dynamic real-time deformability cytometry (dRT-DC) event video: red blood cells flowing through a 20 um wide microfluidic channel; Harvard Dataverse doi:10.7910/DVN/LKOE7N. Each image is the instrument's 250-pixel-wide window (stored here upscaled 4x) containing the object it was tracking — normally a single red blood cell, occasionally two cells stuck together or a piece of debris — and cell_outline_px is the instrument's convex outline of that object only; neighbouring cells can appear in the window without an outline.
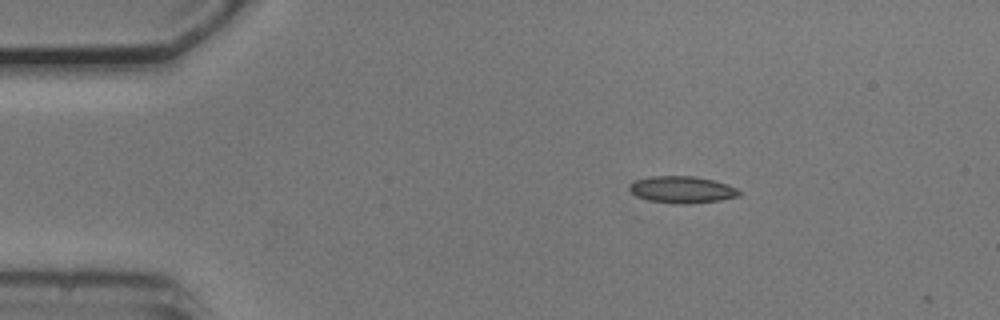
{"species": "common noctule bat (a hibernating species)", "species_latin": "Nyctalus noctula", "temperature_condition": "cold", "stored_images_in_passage": 6, "camera_frame_rate_fps": 3000, "um_per_image_px": 0.085, "animal": {"sex": "male", "body_mass_g": 20.5, "forearm_length_mm": 52.5}, "frame": {"image": 1, "passage_image": 1, "time_ms": 0.0, "image_size_px": [1000, 320], "cell_outline_px": [[740, 196], [720, 200], [688, 204], [676, 204], [648, 200], [636, 196], [628, 188], [636, 180], [652, 176], [692, 176], [712, 180], [728, 184], [736, 188], [740, 192]], "centroid_in_image_um": [57.99, 16.13], "position_along_channel_um": 27.0, "area_um2": 17.05}}